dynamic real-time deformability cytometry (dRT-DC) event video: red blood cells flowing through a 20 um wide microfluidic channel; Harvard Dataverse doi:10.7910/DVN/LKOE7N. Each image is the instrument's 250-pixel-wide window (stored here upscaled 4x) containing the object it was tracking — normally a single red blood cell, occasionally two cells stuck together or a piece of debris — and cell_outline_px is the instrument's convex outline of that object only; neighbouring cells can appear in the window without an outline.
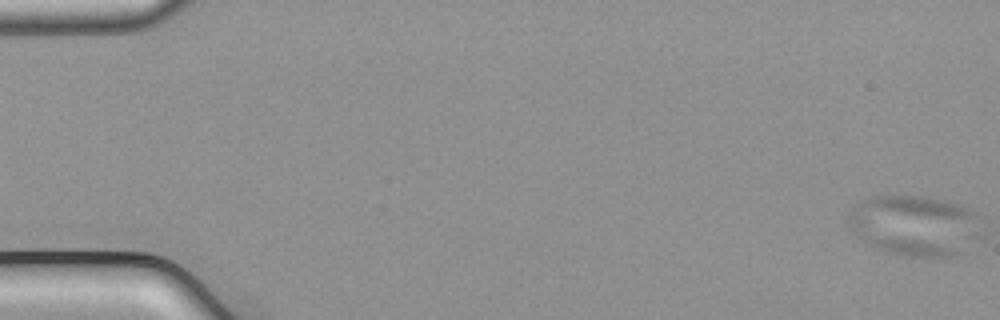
{"species": "common noctule bat (a hibernating species)", "species_latin": "Nyctalus noctula", "temperature_condition": "cold", "stored_images_in_passage": 56, "camera_frame_rate_fps": 3000, "um_per_image_px": 0.085, "animal": {"sex": "male", "body_mass_g": 21.5, "forearm_length_mm": 52.0}, "frame": {"image": 1, "passage_image": 1, "time_ms": 0.0, "image_size_px": [1000, 320], "cell_outline_px": [[980, 216], [956, 260], [936, 260], [908, 256], [888, 252], [864, 240], [848, 224], [848, 216], [852, 204], [860, 200], [872, 196], [924, 196], [944, 200], [968, 208]], "centroid_in_image_um": [77.66, 19.17], "position_along_channel_um": 7.3, "area_um2": 46.3}}
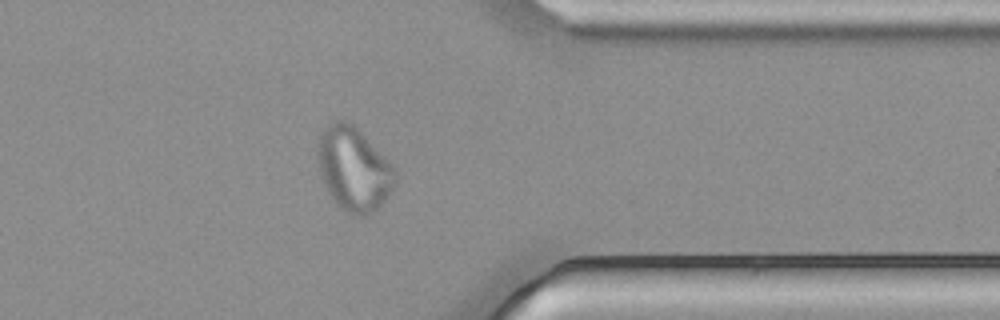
{"frame": {"image": 2, "passage_image": 45, "time_ms": 14.667, "image_size_px": [1000, 320], "cell_outline_px": [[396, 184], [388, 196], [372, 212], [364, 216], [352, 216], [336, 204], [328, 192], [324, 184], [320, 172], [316, 152], [320, 136], [324, 128], [332, 120], [348, 120], [396, 168]], "centroid_in_image_um": [30.06, 14.37], "position_along_channel_um": 381.3, "area_um2": 37.69}}
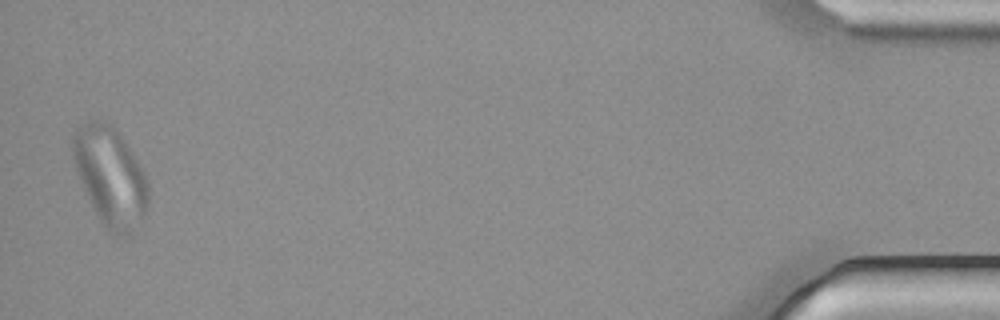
{"frame": {"image": 3, "passage_image": 55, "time_ms": 18.0, "image_size_px": [1000, 320], "cell_outline_px": [[148, 204], [144, 216], [132, 236], [112, 236], [108, 232], [100, 220], [88, 196], [76, 168], [72, 148], [72, 144], [76, 128], [80, 124], [88, 120], [104, 120], [112, 124], [116, 128], [132, 152], [148, 184]], "centroid_in_image_um": [9.4, 15.02], "position_along_channel_um": 425.8, "area_um2": 43.18}}